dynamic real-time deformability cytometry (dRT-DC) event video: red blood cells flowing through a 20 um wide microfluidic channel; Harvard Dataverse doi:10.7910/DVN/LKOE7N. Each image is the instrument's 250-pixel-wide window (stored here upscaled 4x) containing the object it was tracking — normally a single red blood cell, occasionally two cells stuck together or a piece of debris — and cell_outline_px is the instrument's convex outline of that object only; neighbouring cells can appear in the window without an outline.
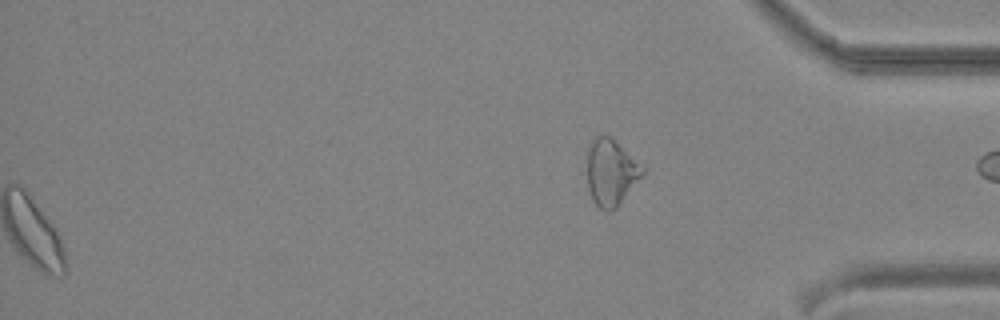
{"species": "common noctule bat (a hibernating species)", "species_latin": "Nyctalus noctula", "temperature_condition": "cold", "stored_images_in_passage": 45, "segment_of_instrument_passage": [2, 2], "camera_frame_rate_fps": 3000, "um_per_image_px": 0.085, "animal": {"sex": "male", "body_mass_g": 19.2, "forearm_length_mm": 51.8}, "frame": {"image": 1, "passage_image": 45, "time_ms": 14.667, "image_size_px": [1000, 320], "cell_outline_px": [[644, 172], [616, 208], [608, 212], [600, 208], [592, 200], [588, 188], [588, 152], [592, 136], [608, 136], [644, 168]], "centroid_in_image_um": [51.89, 14.68], "position_along_channel_um": 383.3, "area_um2": 20.69}}